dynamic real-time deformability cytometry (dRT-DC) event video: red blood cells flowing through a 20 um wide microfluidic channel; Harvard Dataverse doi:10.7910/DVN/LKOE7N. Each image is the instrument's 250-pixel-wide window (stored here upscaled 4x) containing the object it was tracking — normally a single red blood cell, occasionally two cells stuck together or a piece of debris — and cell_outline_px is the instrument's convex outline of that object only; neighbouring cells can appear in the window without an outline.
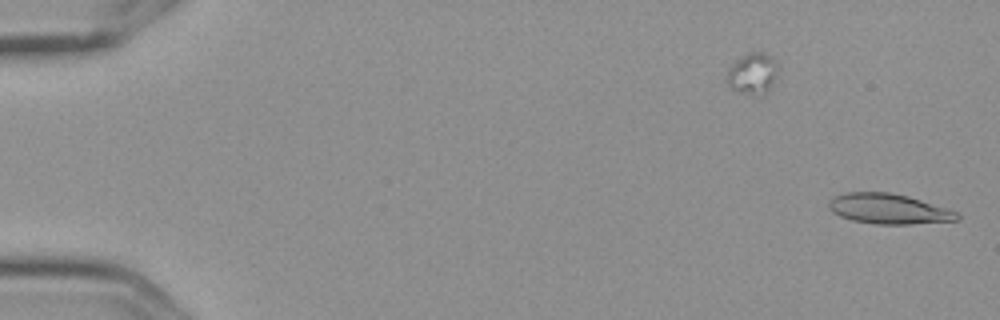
{"species": "Egyptian fruit bat (a non-hibernating species)", "species_latin": "Rousettus aegyptiacus", "temperature_condition": "cold", "stored_images_in_passage": 3, "segment_of_instrument_passage": [2, 2], "camera_frame_rate_fps": 3000, "um_per_image_px": 0.085, "frame": {"image": 1, "passage_image": 3, "time_ms": 0.667, "image_size_px": [1000, 320], "cell_outline_px": [[960, 220], [912, 224], [876, 224], [852, 220], [840, 216], [832, 212], [828, 208], [828, 200], [832, 196], [844, 192], [888, 192], [908, 196], [948, 208], [956, 212], [960, 216]], "centroid_in_image_um": [75.51, 17.75], "position_along_channel_um": 9.5, "area_um2": 22.77}}